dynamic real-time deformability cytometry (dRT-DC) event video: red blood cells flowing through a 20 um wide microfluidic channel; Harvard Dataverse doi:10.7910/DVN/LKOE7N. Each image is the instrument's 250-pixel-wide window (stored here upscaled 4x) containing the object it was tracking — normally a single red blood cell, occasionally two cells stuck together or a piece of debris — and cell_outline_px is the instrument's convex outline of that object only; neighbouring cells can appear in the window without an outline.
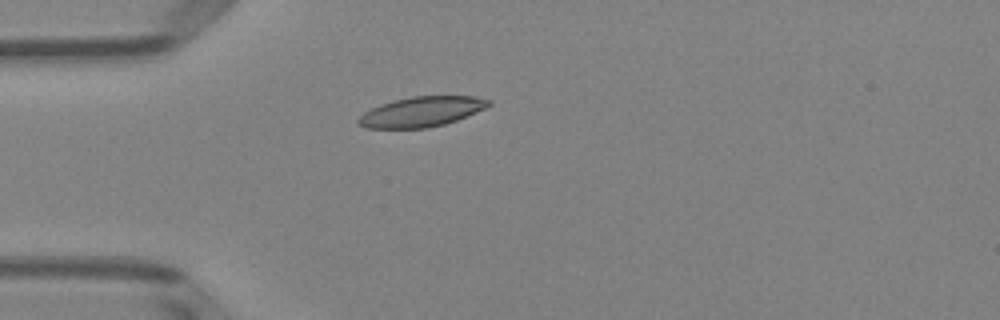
{"species": "Egyptian fruit bat (a non-hibernating species)", "species_latin": "Rousettus aegyptiacus", "temperature_condition": "room temperature", "stored_images_in_passage": 5, "camera_frame_rate_fps": 3000, "um_per_image_px": 0.085, "animal": {"sex": "female"}, "frame": {"image": 1, "passage_image": 4, "time_ms": 3.667, "image_size_px": [1000, 320], "cell_outline_px": [[492, 104], [484, 108], [456, 120], [444, 124], [424, 128], [368, 128], [356, 124], [356, 120], [364, 112], [380, 104], [412, 96], [476, 96], [492, 100]], "centroid_in_image_um": [35.81, 9.49], "position_along_channel_um": 49.2, "area_um2": 22.66}}